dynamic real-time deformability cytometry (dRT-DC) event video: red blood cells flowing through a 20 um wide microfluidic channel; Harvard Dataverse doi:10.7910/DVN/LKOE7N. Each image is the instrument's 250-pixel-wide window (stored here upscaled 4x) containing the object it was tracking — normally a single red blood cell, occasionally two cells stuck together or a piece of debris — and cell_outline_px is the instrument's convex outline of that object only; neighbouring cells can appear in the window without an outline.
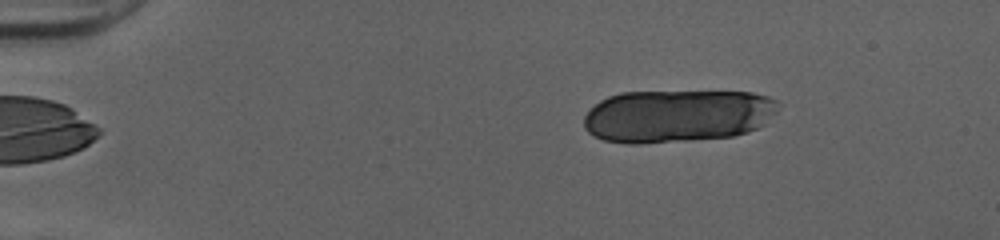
{"species": "human", "species_latin": "Homo sapiens", "temperature_condition": "cold", "stored_images_in_passage": 19, "camera_frame_rate_fps": 3000, "um_per_image_px": 0.085, "donor": {"sex": "female"}, "frame": {"image": 1, "passage_image": 8, "time_ms": 2.333, "image_size_px": [1000, 240], "cell_outline_px": [[776, 112], [764, 124], [748, 132], [732, 136], [640, 144], [628, 144], [604, 140], [588, 132], [584, 128], [584, 116], [600, 100], [608, 96], [620, 92], [752, 92], [768, 96], [776, 100]], "centroid_in_image_um": [57.54, 9.85], "position_along_channel_um": 27.5, "area_um2": 59.59}}